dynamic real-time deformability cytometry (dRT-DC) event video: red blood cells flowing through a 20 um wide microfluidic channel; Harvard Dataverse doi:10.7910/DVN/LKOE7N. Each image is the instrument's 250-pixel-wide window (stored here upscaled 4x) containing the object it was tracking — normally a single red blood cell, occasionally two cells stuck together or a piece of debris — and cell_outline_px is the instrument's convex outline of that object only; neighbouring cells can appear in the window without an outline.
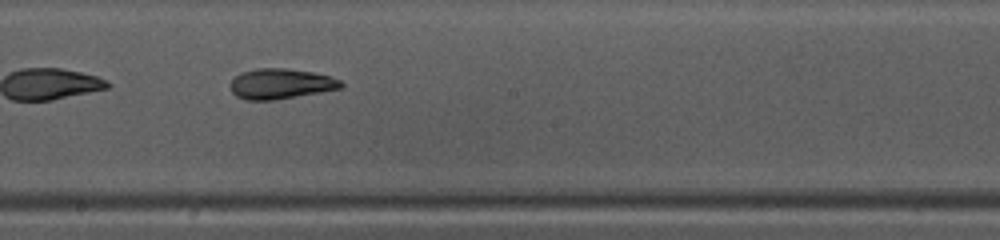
{"species": "common noctule bat (a hibernating species)", "species_latin": "Nyctalus noctula", "temperature_condition": "warm", "stored_images_in_passage": 47, "camera_frame_rate_fps": 3000, "um_per_image_px": 0.085, "animal": {"sex": "female", "body_mass_g": 10.0, "forearm_length_mm": 53.1}, "frame": {"image": 1, "passage_image": 27, "time_ms": 8.667, "image_size_px": [1000, 240], "cell_outline_px": [[344, 84], [340, 88], [276, 100], [244, 100], [236, 96], [232, 92], [232, 80], [240, 72], [256, 68], [288, 68], [312, 72], [332, 76], [340, 80]], "centroid_in_image_um": [23.86, 7.11], "position_along_channel_um": 224.3, "area_um2": 19.54}, "authors_computed_cell_mechanics": {"area_um2": 22.3686, "velocity_mm_per_s": 4.1255, "shape_relaxation_time_tau1_ms": 7.3361, "shape_relaxation_time_tau2_ms": 2.2208, "deformation_change_tau1": 0.2103, "deformation_change_tau2": 0.097}}